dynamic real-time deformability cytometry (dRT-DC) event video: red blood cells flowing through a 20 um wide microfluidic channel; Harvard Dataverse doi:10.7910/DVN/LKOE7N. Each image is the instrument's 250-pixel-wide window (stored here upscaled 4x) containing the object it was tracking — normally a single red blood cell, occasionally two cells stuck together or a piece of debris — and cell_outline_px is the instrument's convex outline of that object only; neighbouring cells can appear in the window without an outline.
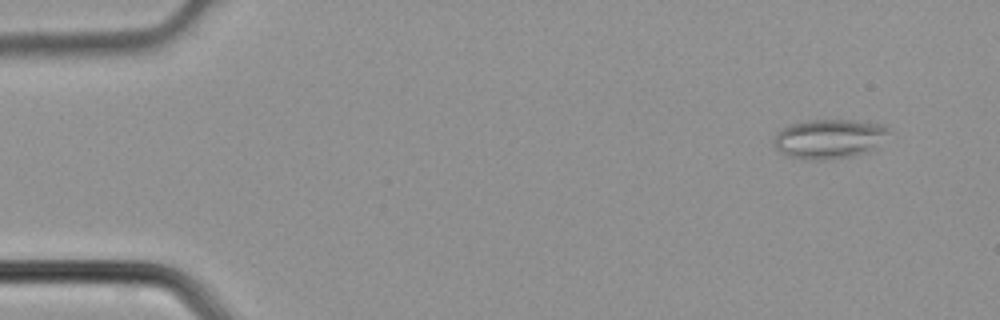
{"species": "common noctule bat (a hibernating species)", "species_latin": "Nyctalus noctula", "temperature_condition": "cold", "stored_images_in_passage": 3, "camera_frame_rate_fps": 3000, "um_per_image_px": 0.085, "animal": {"sex": "male", "body_mass_g": 21.5, "forearm_length_mm": 52.0}, "frame": {"image": 1, "passage_image": 1, "time_ms": 0.0, "image_size_px": [1000, 320], "cell_outline_px": [[888, 132], [880, 148], [872, 152], [852, 156], [820, 160], [816, 160], [784, 156], [776, 148], [776, 132], [780, 128], [788, 124], [808, 120], [852, 120], [884, 124], [888, 128]], "centroid_in_image_um": [70.53, 11.8], "position_along_channel_um": 14.5, "area_um2": 26.82}}